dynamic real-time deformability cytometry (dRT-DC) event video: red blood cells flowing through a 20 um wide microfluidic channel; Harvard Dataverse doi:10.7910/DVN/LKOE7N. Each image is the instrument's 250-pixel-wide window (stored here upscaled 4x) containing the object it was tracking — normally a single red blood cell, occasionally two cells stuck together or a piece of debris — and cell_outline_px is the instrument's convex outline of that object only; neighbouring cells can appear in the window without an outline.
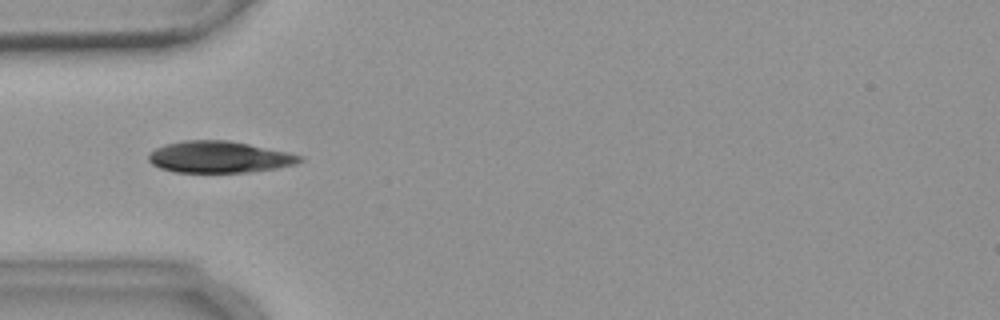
{"species": "common noctule bat (a hibernating species)", "species_latin": "Nyctalus noctula", "temperature_condition": "warm", "stored_images_in_passage": 6, "camera_frame_rate_fps": 3000, "um_per_image_px": 0.085, "animal": {"sex": "female", "body_mass_g": 18.4}, "frame": {"image": 1, "passage_image": 3, "time_ms": 2.333, "image_size_px": [1000, 320], "cell_outline_px": [[304, 160], [296, 164], [276, 168], [248, 172], [176, 172], [160, 168], [152, 164], [148, 160], [148, 152], [164, 144], [184, 140], [228, 140], [248, 144], [304, 156]], "centroid_in_image_um": [18.6, 13.34], "position_along_channel_um": 66.4, "area_um2": 27.8}}
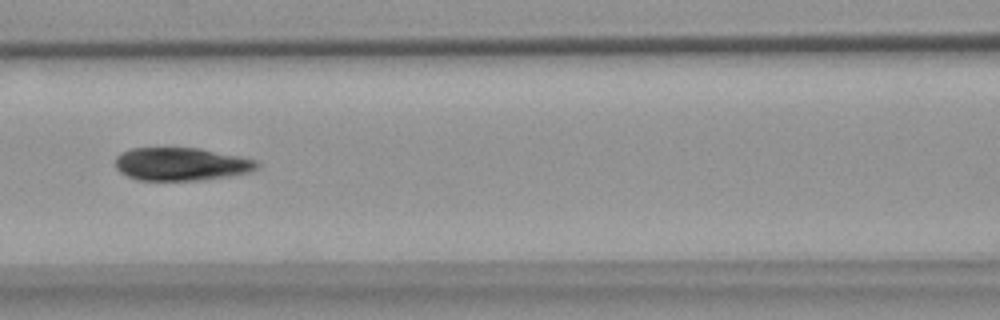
{"frame": {"image": 2, "passage_image": 5, "time_ms": 4.667, "image_size_px": [1000, 320], "cell_outline_px": [[260, 164], [256, 168], [248, 172], [228, 176], [200, 180], [136, 180], [120, 172], [116, 168], [116, 156], [132, 148], [196, 148], [256, 160]], "centroid_in_image_um": [15.36, 13.95], "position_along_channel_um": 151.2, "area_um2": 26.82}}
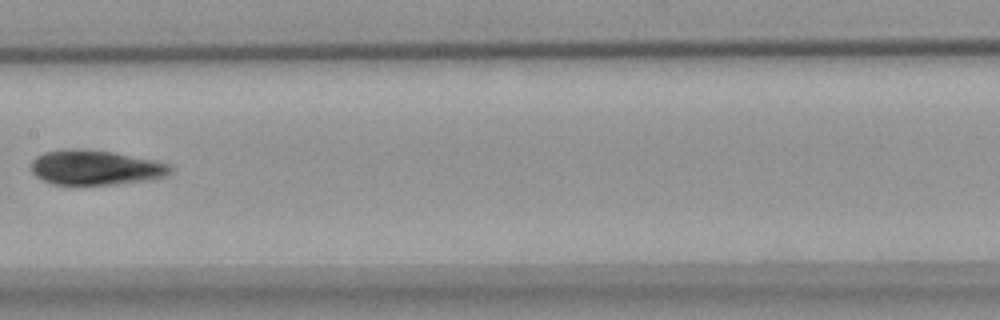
{"frame": {"image": 3, "passage_image": 6, "time_ms": 6.0, "image_size_px": [1000, 320], "cell_outline_px": [[172, 172], [164, 176], [148, 180], [116, 184], [52, 184], [36, 176], [32, 172], [32, 160], [36, 156], [44, 152], [64, 148], [76, 148], [112, 152], [172, 164]], "centroid_in_image_um": [8.1, 14.23], "position_along_channel_um": 199.3, "area_um2": 28.15}}